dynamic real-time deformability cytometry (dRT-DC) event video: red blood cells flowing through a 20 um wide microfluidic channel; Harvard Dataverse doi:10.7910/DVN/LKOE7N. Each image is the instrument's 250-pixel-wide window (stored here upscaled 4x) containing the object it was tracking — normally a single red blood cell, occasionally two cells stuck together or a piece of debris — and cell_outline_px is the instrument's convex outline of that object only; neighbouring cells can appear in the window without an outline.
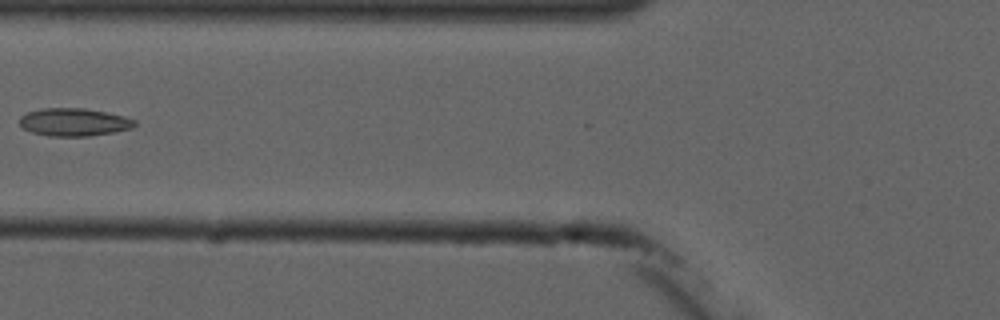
{"species": "common noctule bat (a hibernating species)", "species_latin": "Nyctalus noctula", "temperature_condition": "cold", "stored_images_in_passage": 7, "camera_frame_rate_fps": 3000, "um_per_image_px": 0.085, "animal": {"sex": "male", "forearm_length_mm": 52.5}, "frame": {"image": 1, "passage_image": 6, "time_ms": 6.0, "image_size_px": [1000, 320], "cell_outline_px": [[136, 124], [132, 128], [112, 132], [88, 136], [48, 136], [32, 132], [24, 128], [20, 124], [20, 116], [28, 112], [40, 108], [84, 108], [124, 116], [136, 120]], "centroid_in_image_um": [6.27, 10.38], "position_along_channel_um": 119.5, "area_um2": 18.55}}
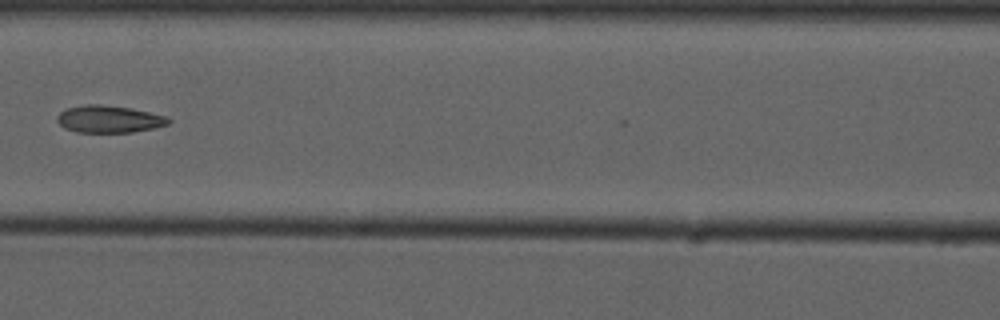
{"frame": {"image": 2, "passage_image": 7, "time_ms": 7.0, "image_size_px": [1000, 320], "cell_outline_px": [[172, 120], [168, 124], [156, 128], [132, 132], [76, 132], [64, 128], [56, 120], [56, 116], [60, 112], [68, 108], [84, 104], [100, 104], [132, 108], [168, 116]], "centroid_in_image_um": [9.29, 10.12], "position_along_channel_um": 157.3, "area_um2": 17.86}}